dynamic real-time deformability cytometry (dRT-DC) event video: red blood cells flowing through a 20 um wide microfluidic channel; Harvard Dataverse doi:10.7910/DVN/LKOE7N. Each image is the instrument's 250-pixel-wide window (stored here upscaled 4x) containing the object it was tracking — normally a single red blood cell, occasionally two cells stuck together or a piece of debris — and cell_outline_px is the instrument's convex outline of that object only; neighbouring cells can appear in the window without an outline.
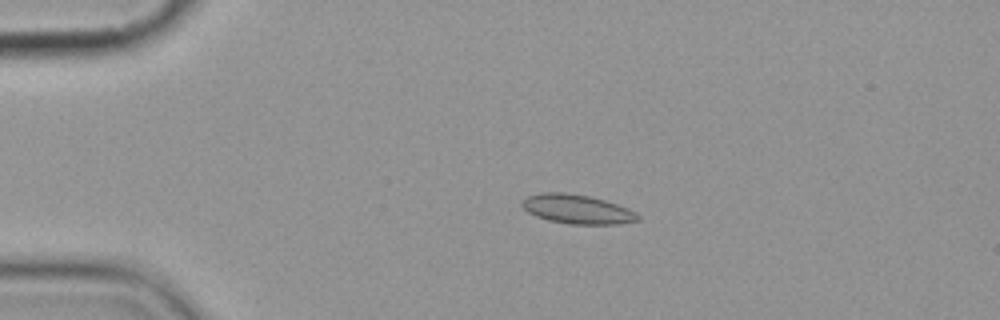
{"species": "common noctule bat (a hibernating species)", "species_latin": "Nyctalus noctula", "temperature_condition": "cold", "stored_images_in_passage": 3, "camera_frame_rate_fps": 3000, "um_per_image_px": 0.085, "animal": {"sex": "female", "body_mass_g": 19.9}, "frame": {"image": 1, "passage_image": 1, "time_ms": 0.0, "image_size_px": [1000, 320], "cell_outline_px": [[640, 220], [620, 224], [568, 224], [548, 220], [536, 216], [528, 212], [520, 204], [528, 196], [540, 192], [564, 192], [588, 196], [604, 200], [628, 208], [636, 212], [640, 216]], "centroid_in_image_um": [49.07, 17.78], "position_along_channel_um": 35.9, "area_um2": 19.71}}
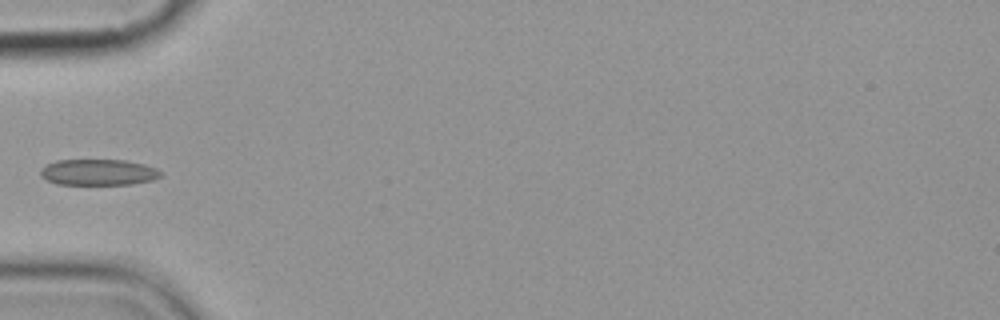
{"frame": {"image": 2, "passage_image": 3, "time_ms": 2.333, "image_size_px": [1000, 320], "cell_outline_px": [[160, 176], [152, 180], [132, 184], [56, 184], [40, 176], [40, 168], [56, 160], [124, 160], [144, 164], [156, 168], [160, 172]], "centroid_in_image_um": [8.33, 14.64], "position_along_channel_um": 76.7, "area_um2": 18.15}}